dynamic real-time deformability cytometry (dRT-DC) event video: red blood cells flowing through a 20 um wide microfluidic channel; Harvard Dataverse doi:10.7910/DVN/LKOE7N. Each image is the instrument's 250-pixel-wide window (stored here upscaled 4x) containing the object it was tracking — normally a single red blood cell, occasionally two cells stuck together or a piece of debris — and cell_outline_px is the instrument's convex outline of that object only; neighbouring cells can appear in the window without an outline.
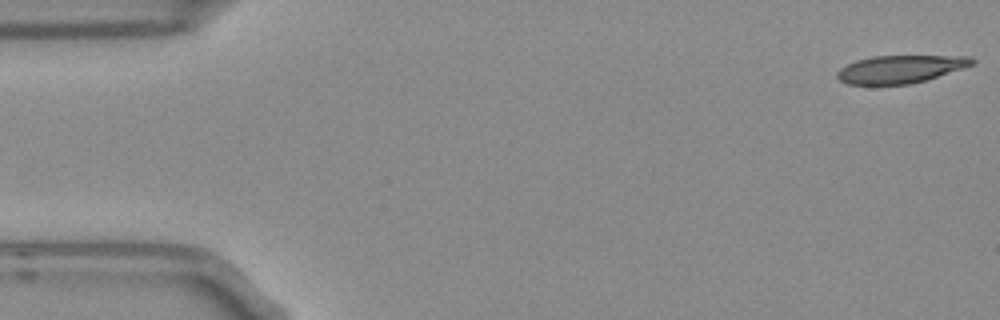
{"species": "Egyptian fruit bat (a non-hibernating species)", "species_latin": "Rousettus aegyptiacus", "temperature_condition": "room temperature", "stored_images_in_passage": 4, "camera_frame_rate_fps": 3000, "um_per_image_px": 0.085, "frame": {"image": 1, "passage_image": 1, "time_ms": 0.0, "image_size_px": [1000, 320], "cell_outline_px": [[976, 60], [972, 64], [924, 80], [908, 84], [848, 84], [840, 80], [836, 76], [836, 72], [840, 68], [856, 60], [872, 56], [972, 56]], "centroid_in_image_um": [76.47, 5.86], "position_along_channel_um": 8.5, "area_um2": 21.39}}
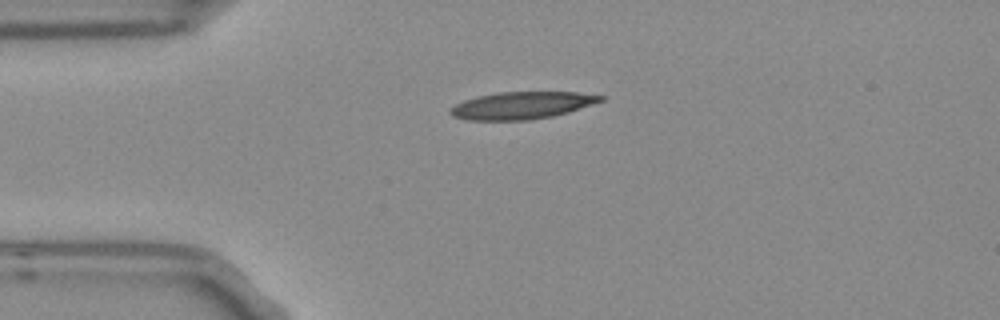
{"frame": {"image": 2, "passage_image": 4, "time_ms": 1.0, "image_size_px": [1000, 320], "cell_outline_px": [[604, 100], [568, 112], [552, 116], [528, 120], [468, 120], [452, 116], [448, 112], [448, 108], [464, 100], [476, 96], [496, 92], [576, 92], [604, 96]], "centroid_in_image_um": [44.29, 8.95], "position_along_channel_um": 40.7, "area_um2": 23.87}}